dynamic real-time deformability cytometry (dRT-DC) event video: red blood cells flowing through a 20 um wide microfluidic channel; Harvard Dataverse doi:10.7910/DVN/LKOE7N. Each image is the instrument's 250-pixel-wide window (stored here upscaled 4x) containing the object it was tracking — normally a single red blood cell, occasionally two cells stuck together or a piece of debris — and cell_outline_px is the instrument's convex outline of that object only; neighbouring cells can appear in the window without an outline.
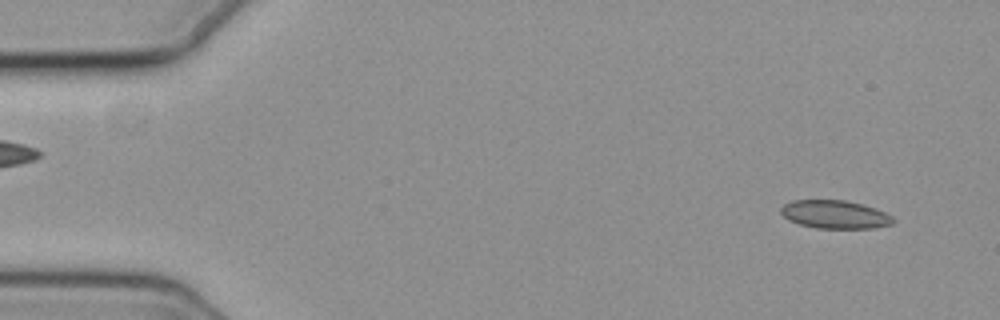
{"species": "common noctule bat (a hibernating species)", "species_latin": "Nyctalus noctula", "temperature_condition": "cold", "stored_images_in_passage": 56, "camera_frame_rate_fps": 3000, "um_per_image_px": 0.085, "animal": {"sex": "female", "body_mass_g": 19.3, "forearm_length_mm": 54.1}, "frame": {"image": 1, "passage_image": 4, "time_ms": 1.0, "image_size_px": [1000, 320], "cell_outline_px": [[896, 220], [892, 224], [872, 228], [816, 228], [800, 224], [788, 220], [780, 212], [780, 208], [784, 204], [792, 200], [844, 200], [864, 204], [876, 208], [892, 216]], "centroid_in_image_um": [70.97, 18.22], "position_along_channel_um": 14.0, "area_um2": 18.55}}
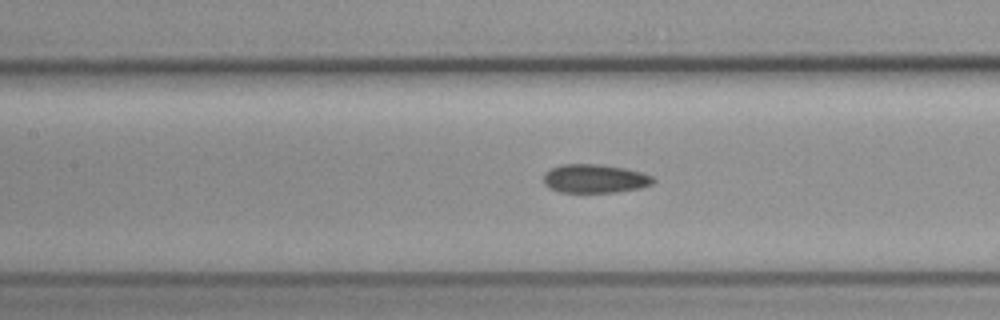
{"frame": {"image": 2, "passage_image": 25, "time_ms": 8.0, "image_size_px": [1000, 320], "cell_outline_px": [[656, 180], [652, 184], [640, 188], [616, 192], [560, 192], [548, 188], [544, 184], [544, 172], [560, 164], [600, 164], [624, 168], [644, 172], [652, 176]], "centroid_in_image_um": [50.56, 15.18], "position_along_channel_um": 156.8, "area_um2": 18.5}}
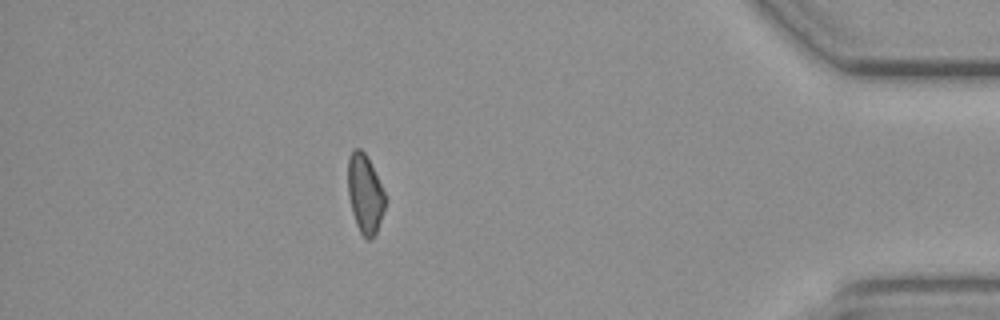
{"frame": {"image": 3, "passage_image": 49, "time_ms": 16.0, "image_size_px": [1000, 320], "cell_outline_px": [[388, 200], [376, 232], [372, 240], [368, 240], [360, 232], [356, 224], [352, 212], [348, 196], [348, 156], [352, 148], [360, 148], [364, 152]], "centroid_in_image_um": [31.02, 16.49], "position_along_channel_um": 404.2, "area_um2": 17.11}, "authors_computed_cell_mechanics": {"area_um2": 18.4382, "velocity_mm_per_s": 3.7241, "shape_relaxation_time_tau1_ms": null, "shape_relaxation_time_tau2_ms": 7.6676, "deformation_change_tau1": null, "deformation_change_tau2": 0.1194}}